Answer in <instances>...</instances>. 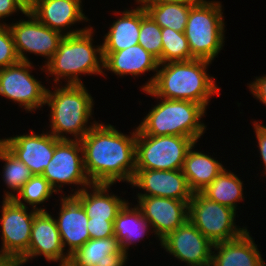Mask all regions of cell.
I'll return each mask as SVG.
<instances>
[{
    "label": "cell",
    "mask_w": 266,
    "mask_h": 266,
    "mask_svg": "<svg viewBox=\"0 0 266 266\" xmlns=\"http://www.w3.org/2000/svg\"><path fill=\"white\" fill-rule=\"evenodd\" d=\"M125 135L111 124H95L80 140L84 167L92 184L131 183L136 171V129Z\"/></svg>",
    "instance_id": "cell-1"
},
{
    "label": "cell",
    "mask_w": 266,
    "mask_h": 266,
    "mask_svg": "<svg viewBox=\"0 0 266 266\" xmlns=\"http://www.w3.org/2000/svg\"><path fill=\"white\" fill-rule=\"evenodd\" d=\"M209 64L204 59L159 64V70L141 89L157 99L187 100L207 108L210 97L220 95V88L207 73Z\"/></svg>",
    "instance_id": "cell-2"
},
{
    "label": "cell",
    "mask_w": 266,
    "mask_h": 266,
    "mask_svg": "<svg viewBox=\"0 0 266 266\" xmlns=\"http://www.w3.org/2000/svg\"><path fill=\"white\" fill-rule=\"evenodd\" d=\"M93 28H89L76 35H64L59 42L58 49L53 57L41 68L54 75V82L59 84L60 79H68L67 84H83L81 74H98L104 76L103 49L93 46ZM99 55V56H98Z\"/></svg>",
    "instance_id": "cell-3"
},
{
    "label": "cell",
    "mask_w": 266,
    "mask_h": 266,
    "mask_svg": "<svg viewBox=\"0 0 266 266\" xmlns=\"http://www.w3.org/2000/svg\"><path fill=\"white\" fill-rule=\"evenodd\" d=\"M54 92L47 90L45 104L51 109V133L59 140H69L64 134H72L73 140H81L98 122L88 124L92 117L93 97L84 84L58 86ZM87 125V126H86Z\"/></svg>",
    "instance_id": "cell-4"
},
{
    "label": "cell",
    "mask_w": 266,
    "mask_h": 266,
    "mask_svg": "<svg viewBox=\"0 0 266 266\" xmlns=\"http://www.w3.org/2000/svg\"><path fill=\"white\" fill-rule=\"evenodd\" d=\"M144 117L137 129L144 135H174L192 138L195 142L205 133L206 126L201 123L206 108L187 100L160 98Z\"/></svg>",
    "instance_id": "cell-5"
},
{
    "label": "cell",
    "mask_w": 266,
    "mask_h": 266,
    "mask_svg": "<svg viewBox=\"0 0 266 266\" xmlns=\"http://www.w3.org/2000/svg\"><path fill=\"white\" fill-rule=\"evenodd\" d=\"M222 5L217 1H206L192 5L185 36L191 55L195 59L212 62L225 42V23Z\"/></svg>",
    "instance_id": "cell-6"
},
{
    "label": "cell",
    "mask_w": 266,
    "mask_h": 266,
    "mask_svg": "<svg viewBox=\"0 0 266 266\" xmlns=\"http://www.w3.org/2000/svg\"><path fill=\"white\" fill-rule=\"evenodd\" d=\"M195 143L184 136H150L136 127V169L182 170L189 148Z\"/></svg>",
    "instance_id": "cell-7"
},
{
    "label": "cell",
    "mask_w": 266,
    "mask_h": 266,
    "mask_svg": "<svg viewBox=\"0 0 266 266\" xmlns=\"http://www.w3.org/2000/svg\"><path fill=\"white\" fill-rule=\"evenodd\" d=\"M235 216L236 210L209 200L201 192L193 193L188 203V220L213 244L235 239L247 230L235 225Z\"/></svg>",
    "instance_id": "cell-8"
},
{
    "label": "cell",
    "mask_w": 266,
    "mask_h": 266,
    "mask_svg": "<svg viewBox=\"0 0 266 266\" xmlns=\"http://www.w3.org/2000/svg\"><path fill=\"white\" fill-rule=\"evenodd\" d=\"M81 154V155H80ZM42 176L56 193L64 184H76L88 188L92 185L88 178L83 160V150L79 140H59L55 145L52 159Z\"/></svg>",
    "instance_id": "cell-9"
},
{
    "label": "cell",
    "mask_w": 266,
    "mask_h": 266,
    "mask_svg": "<svg viewBox=\"0 0 266 266\" xmlns=\"http://www.w3.org/2000/svg\"><path fill=\"white\" fill-rule=\"evenodd\" d=\"M2 204L0 222L3 242L0 253L18 262L28 252L34 216L39 210L32 209L28 213V207L14 199L3 198Z\"/></svg>",
    "instance_id": "cell-10"
},
{
    "label": "cell",
    "mask_w": 266,
    "mask_h": 266,
    "mask_svg": "<svg viewBox=\"0 0 266 266\" xmlns=\"http://www.w3.org/2000/svg\"><path fill=\"white\" fill-rule=\"evenodd\" d=\"M32 62L18 63L0 69V95L32 112L45 105L47 90L30 71Z\"/></svg>",
    "instance_id": "cell-11"
},
{
    "label": "cell",
    "mask_w": 266,
    "mask_h": 266,
    "mask_svg": "<svg viewBox=\"0 0 266 266\" xmlns=\"http://www.w3.org/2000/svg\"><path fill=\"white\" fill-rule=\"evenodd\" d=\"M24 15L28 20L21 19L17 23L9 24L18 58L20 61L30 62L26 56L29 52L46 57L47 63L57 51L64 35L45 26L29 9Z\"/></svg>",
    "instance_id": "cell-12"
},
{
    "label": "cell",
    "mask_w": 266,
    "mask_h": 266,
    "mask_svg": "<svg viewBox=\"0 0 266 266\" xmlns=\"http://www.w3.org/2000/svg\"><path fill=\"white\" fill-rule=\"evenodd\" d=\"M166 252L187 266H210L213 243L189 220L160 241Z\"/></svg>",
    "instance_id": "cell-13"
},
{
    "label": "cell",
    "mask_w": 266,
    "mask_h": 266,
    "mask_svg": "<svg viewBox=\"0 0 266 266\" xmlns=\"http://www.w3.org/2000/svg\"><path fill=\"white\" fill-rule=\"evenodd\" d=\"M41 255L47 261L60 262L59 266H67L69 262V256L64 252L56 220L46 210L35 214L28 252L18 263L24 265L30 259Z\"/></svg>",
    "instance_id": "cell-14"
},
{
    "label": "cell",
    "mask_w": 266,
    "mask_h": 266,
    "mask_svg": "<svg viewBox=\"0 0 266 266\" xmlns=\"http://www.w3.org/2000/svg\"><path fill=\"white\" fill-rule=\"evenodd\" d=\"M137 206L161 241L188 220V202L157 196H138Z\"/></svg>",
    "instance_id": "cell-15"
},
{
    "label": "cell",
    "mask_w": 266,
    "mask_h": 266,
    "mask_svg": "<svg viewBox=\"0 0 266 266\" xmlns=\"http://www.w3.org/2000/svg\"><path fill=\"white\" fill-rule=\"evenodd\" d=\"M130 184L146 191L137 196L165 197L189 203L193 194L182 170L136 169Z\"/></svg>",
    "instance_id": "cell-16"
},
{
    "label": "cell",
    "mask_w": 266,
    "mask_h": 266,
    "mask_svg": "<svg viewBox=\"0 0 266 266\" xmlns=\"http://www.w3.org/2000/svg\"><path fill=\"white\" fill-rule=\"evenodd\" d=\"M0 141L26 164L33 175H42L53 157L59 139L48 132L35 134L31 130L27 135H16Z\"/></svg>",
    "instance_id": "cell-17"
},
{
    "label": "cell",
    "mask_w": 266,
    "mask_h": 266,
    "mask_svg": "<svg viewBox=\"0 0 266 266\" xmlns=\"http://www.w3.org/2000/svg\"><path fill=\"white\" fill-rule=\"evenodd\" d=\"M81 4L82 0H33L29 10L41 23L50 29L58 31L62 35H76L86 31L88 27L77 30L70 29L66 33L63 31L73 26L76 22L89 20L84 15Z\"/></svg>",
    "instance_id": "cell-18"
},
{
    "label": "cell",
    "mask_w": 266,
    "mask_h": 266,
    "mask_svg": "<svg viewBox=\"0 0 266 266\" xmlns=\"http://www.w3.org/2000/svg\"><path fill=\"white\" fill-rule=\"evenodd\" d=\"M66 196L61 198L59 217L55 220L64 250L68 245L67 254L70 256L90 239L87 229L89 218L81 203L73 195Z\"/></svg>",
    "instance_id": "cell-19"
},
{
    "label": "cell",
    "mask_w": 266,
    "mask_h": 266,
    "mask_svg": "<svg viewBox=\"0 0 266 266\" xmlns=\"http://www.w3.org/2000/svg\"><path fill=\"white\" fill-rule=\"evenodd\" d=\"M127 257L115 236L89 239L69 256L67 266H124Z\"/></svg>",
    "instance_id": "cell-20"
},
{
    "label": "cell",
    "mask_w": 266,
    "mask_h": 266,
    "mask_svg": "<svg viewBox=\"0 0 266 266\" xmlns=\"http://www.w3.org/2000/svg\"><path fill=\"white\" fill-rule=\"evenodd\" d=\"M210 266H266L248 229L239 237L213 245ZM215 253V254H214Z\"/></svg>",
    "instance_id": "cell-21"
},
{
    "label": "cell",
    "mask_w": 266,
    "mask_h": 266,
    "mask_svg": "<svg viewBox=\"0 0 266 266\" xmlns=\"http://www.w3.org/2000/svg\"><path fill=\"white\" fill-rule=\"evenodd\" d=\"M103 69L119 76H139L158 70V60L140 44L116 52H103Z\"/></svg>",
    "instance_id": "cell-22"
},
{
    "label": "cell",
    "mask_w": 266,
    "mask_h": 266,
    "mask_svg": "<svg viewBox=\"0 0 266 266\" xmlns=\"http://www.w3.org/2000/svg\"><path fill=\"white\" fill-rule=\"evenodd\" d=\"M111 184H92L86 188L77 189L73 195L83 206L88 218L93 220H115L120 209L127 202L115 194H108ZM90 192V193H89Z\"/></svg>",
    "instance_id": "cell-23"
},
{
    "label": "cell",
    "mask_w": 266,
    "mask_h": 266,
    "mask_svg": "<svg viewBox=\"0 0 266 266\" xmlns=\"http://www.w3.org/2000/svg\"><path fill=\"white\" fill-rule=\"evenodd\" d=\"M141 23V5L125 10L104 36L103 52H116L138 44Z\"/></svg>",
    "instance_id": "cell-24"
},
{
    "label": "cell",
    "mask_w": 266,
    "mask_h": 266,
    "mask_svg": "<svg viewBox=\"0 0 266 266\" xmlns=\"http://www.w3.org/2000/svg\"><path fill=\"white\" fill-rule=\"evenodd\" d=\"M196 143L189 148L182 168L188 186L193 193L201 192L225 169L218 160L211 156L193 151Z\"/></svg>",
    "instance_id": "cell-25"
},
{
    "label": "cell",
    "mask_w": 266,
    "mask_h": 266,
    "mask_svg": "<svg viewBox=\"0 0 266 266\" xmlns=\"http://www.w3.org/2000/svg\"><path fill=\"white\" fill-rule=\"evenodd\" d=\"M149 227L151 228L140 208L138 206L130 208L127 200L114 220V236L120 243L121 249L127 253L131 244L147 236V232L150 231Z\"/></svg>",
    "instance_id": "cell-26"
},
{
    "label": "cell",
    "mask_w": 266,
    "mask_h": 266,
    "mask_svg": "<svg viewBox=\"0 0 266 266\" xmlns=\"http://www.w3.org/2000/svg\"><path fill=\"white\" fill-rule=\"evenodd\" d=\"M243 182L225 169L201 193L209 200L237 210V202L244 200Z\"/></svg>",
    "instance_id": "cell-27"
},
{
    "label": "cell",
    "mask_w": 266,
    "mask_h": 266,
    "mask_svg": "<svg viewBox=\"0 0 266 266\" xmlns=\"http://www.w3.org/2000/svg\"><path fill=\"white\" fill-rule=\"evenodd\" d=\"M146 12L161 28L184 33L192 5L177 3L142 4Z\"/></svg>",
    "instance_id": "cell-28"
},
{
    "label": "cell",
    "mask_w": 266,
    "mask_h": 266,
    "mask_svg": "<svg viewBox=\"0 0 266 266\" xmlns=\"http://www.w3.org/2000/svg\"><path fill=\"white\" fill-rule=\"evenodd\" d=\"M56 191L50 186L49 182L42 175H33L22 187L21 191L16 196L15 193H4V199H14L18 204L23 203L31 205L33 209L45 211L44 208H38L37 205L48 201Z\"/></svg>",
    "instance_id": "cell-29"
},
{
    "label": "cell",
    "mask_w": 266,
    "mask_h": 266,
    "mask_svg": "<svg viewBox=\"0 0 266 266\" xmlns=\"http://www.w3.org/2000/svg\"><path fill=\"white\" fill-rule=\"evenodd\" d=\"M0 160L5 161L3 166V181L12 192L17 191L16 193L18 194L23 185L33 176L32 172L1 141Z\"/></svg>",
    "instance_id": "cell-30"
},
{
    "label": "cell",
    "mask_w": 266,
    "mask_h": 266,
    "mask_svg": "<svg viewBox=\"0 0 266 266\" xmlns=\"http://www.w3.org/2000/svg\"><path fill=\"white\" fill-rule=\"evenodd\" d=\"M162 64L195 59L190 52L185 33L162 28Z\"/></svg>",
    "instance_id": "cell-31"
},
{
    "label": "cell",
    "mask_w": 266,
    "mask_h": 266,
    "mask_svg": "<svg viewBox=\"0 0 266 266\" xmlns=\"http://www.w3.org/2000/svg\"><path fill=\"white\" fill-rule=\"evenodd\" d=\"M161 30L162 28L152 19L141 4V23L138 44L152 54L158 60L159 64H162Z\"/></svg>",
    "instance_id": "cell-32"
},
{
    "label": "cell",
    "mask_w": 266,
    "mask_h": 266,
    "mask_svg": "<svg viewBox=\"0 0 266 266\" xmlns=\"http://www.w3.org/2000/svg\"><path fill=\"white\" fill-rule=\"evenodd\" d=\"M19 61L10 27L5 22L0 23V69Z\"/></svg>",
    "instance_id": "cell-33"
},
{
    "label": "cell",
    "mask_w": 266,
    "mask_h": 266,
    "mask_svg": "<svg viewBox=\"0 0 266 266\" xmlns=\"http://www.w3.org/2000/svg\"><path fill=\"white\" fill-rule=\"evenodd\" d=\"M114 220L88 219L87 229L90 239L109 238L114 236Z\"/></svg>",
    "instance_id": "cell-34"
},
{
    "label": "cell",
    "mask_w": 266,
    "mask_h": 266,
    "mask_svg": "<svg viewBox=\"0 0 266 266\" xmlns=\"http://www.w3.org/2000/svg\"><path fill=\"white\" fill-rule=\"evenodd\" d=\"M18 10L25 14L28 8L20 0H0V19L4 20Z\"/></svg>",
    "instance_id": "cell-35"
},
{
    "label": "cell",
    "mask_w": 266,
    "mask_h": 266,
    "mask_svg": "<svg viewBox=\"0 0 266 266\" xmlns=\"http://www.w3.org/2000/svg\"><path fill=\"white\" fill-rule=\"evenodd\" d=\"M254 123V130L256 133V138L258 142V147L261 155V159L263 160V163L265 165V172L266 173V126L260 123L253 122Z\"/></svg>",
    "instance_id": "cell-36"
},
{
    "label": "cell",
    "mask_w": 266,
    "mask_h": 266,
    "mask_svg": "<svg viewBox=\"0 0 266 266\" xmlns=\"http://www.w3.org/2000/svg\"><path fill=\"white\" fill-rule=\"evenodd\" d=\"M251 93L266 105V75L256 77V79L249 84Z\"/></svg>",
    "instance_id": "cell-37"
},
{
    "label": "cell",
    "mask_w": 266,
    "mask_h": 266,
    "mask_svg": "<svg viewBox=\"0 0 266 266\" xmlns=\"http://www.w3.org/2000/svg\"><path fill=\"white\" fill-rule=\"evenodd\" d=\"M204 0H136L138 4H162V3H177L186 5H196Z\"/></svg>",
    "instance_id": "cell-38"
},
{
    "label": "cell",
    "mask_w": 266,
    "mask_h": 266,
    "mask_svg": "<svg viewBox=\"0 0 266 266\" xmlns=\"http://www.w3.org/2000/svg\"><path fill=\"white\" fill-rule=\"evenodd\" d=\"M0 266H22V265L16 262L13 258L2 255L0 253Z\"/></svg>",
    "instance_id": "cell-39"
},
{
    "label": "cell",
    "mask_w": 266,
    "mask_h": 266,
    "mask_svg": "<svg viewBox=\"0 0 266 266\" xmlns=\"http://www.w3.org/2000/svg\"><path fill=\"white\" fill-rule=\"evenodd\" d=\"M28 9L31 7L33 0H20Z\"/></svg>",
    "instance_id": "cell-40"
}]
</instances>
